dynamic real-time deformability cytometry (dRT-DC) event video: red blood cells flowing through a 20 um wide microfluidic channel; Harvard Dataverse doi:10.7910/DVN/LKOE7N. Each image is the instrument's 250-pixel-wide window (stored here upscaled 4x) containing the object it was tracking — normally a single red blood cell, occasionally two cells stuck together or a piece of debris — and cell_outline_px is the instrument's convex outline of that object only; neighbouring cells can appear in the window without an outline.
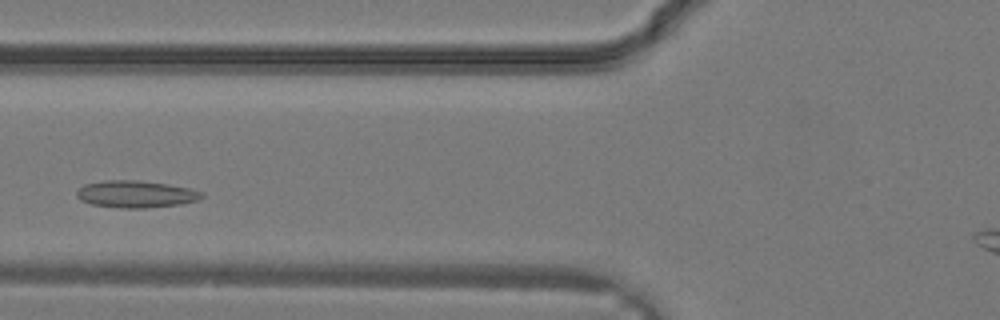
{"species": "common noctule bat (a hibernating species)", "species_latin": "Nyctalus noctula", "temperature_condition": "warm", "stored_images_in_passage": 26, "camera_frame_rate_fps": 3000, "um_per_image_px": 0.085, "animal": {"sex": "male", "body_mass_g": 19.2, "forearm_length_mm": 51.8}, "frame": {"image": 1, "passage_image": 6, "time_ms": 1.667, "image_size_px": [1000, 320], "cell_outline_px": [[204, 196], [196, 200], [180, 204], [148, 208], [116, 208], [92, 204], [80, 200], [76, 196], [76, 192], [84, 184], [104, 180], [136, 180], [168, 184], [188, 188], [204, 192]], "centroid_in_image_um": [11.53, 16.5], "position_along_channel_um": 114.3, "area_um2": 19.77}}
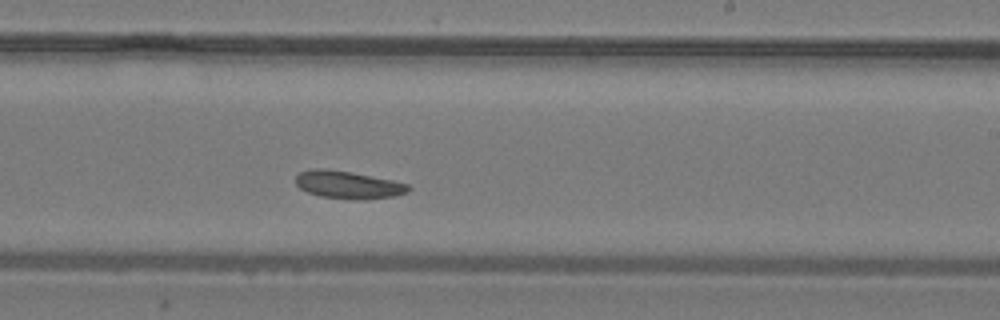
{"frame": {"image": 2, "passage_image": 13, "time_ms": 4.0, "image_size_px": [1000, 320], "cell_outline_px": [[412, 188], [408, 192], [396, 196], [364, 200], [352, 200], [320, 196], [308, 192], [300, 188], [296, 184], [296, 176], [300, 172], [312, 168], [328, 168], [352, 172], [392, 180], [408, 184]], "centroid_in_image_um": [29.61, 15.71], "position_along_channel_um": 259.4, "area_um2": 18.44}}
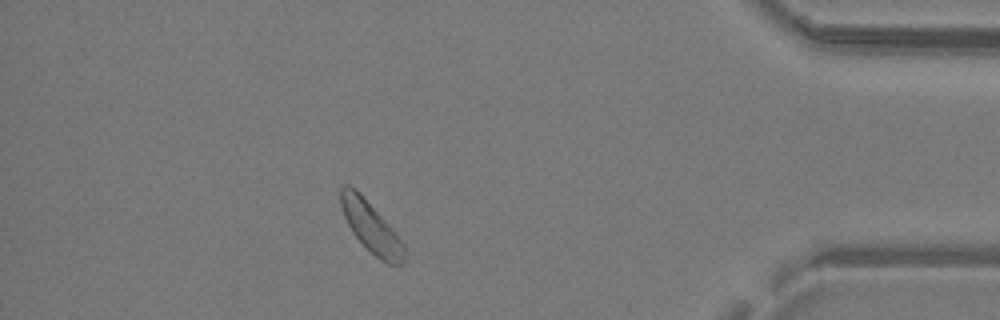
{"frame": {"image": 3, "passage_image": 22, "time_ms": 7.0, "image_size_px": [1000, 320], "cell_outline_px": [[404, 260], [400, 264], [388, 264], [380, 260], [352, 232], [340, 208], [340, 188], [344, 184], [348, 184], [392, 228], [404, 244]], "centroid_in_image_um": [31.52, 19.34], "position_along_channel_um": 403.7, "area_um2": 17.8}}